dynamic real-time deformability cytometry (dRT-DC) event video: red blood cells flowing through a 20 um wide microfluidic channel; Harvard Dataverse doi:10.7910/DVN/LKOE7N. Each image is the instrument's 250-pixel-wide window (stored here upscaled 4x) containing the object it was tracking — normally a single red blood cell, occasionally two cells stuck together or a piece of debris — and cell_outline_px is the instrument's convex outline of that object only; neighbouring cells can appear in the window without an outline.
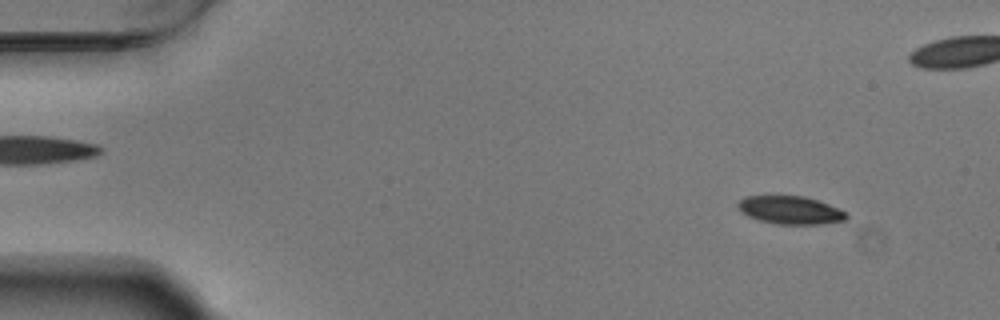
{"species": "Egyptian fruit bat (a non-hibernating species)", "species_latin": "Rousettus aegyptiacus", "temperature_condition": "warm", "stored_images_in_passage": 55, "camera_frame_rate_fps": 3000, "um_per_image_px": 0.085, "animal": {"sex": "male"}, "frame": {"image": 1, "passage_image": 5, "time_ms": 1.333, "image_size_px": [1000, 320], "cell_outline_px": [[848, 216], [844, 220], [820, 224], [776, 224], [760, 220], [748, 216], [740, 212], [736, 204], [744, 196], [804, 196], [828, 204], [844, 212]], "centroid_in_image_um": [67.11, 17.86], "position_along_channel_um": 17.9, "area_um2": 17.51}}
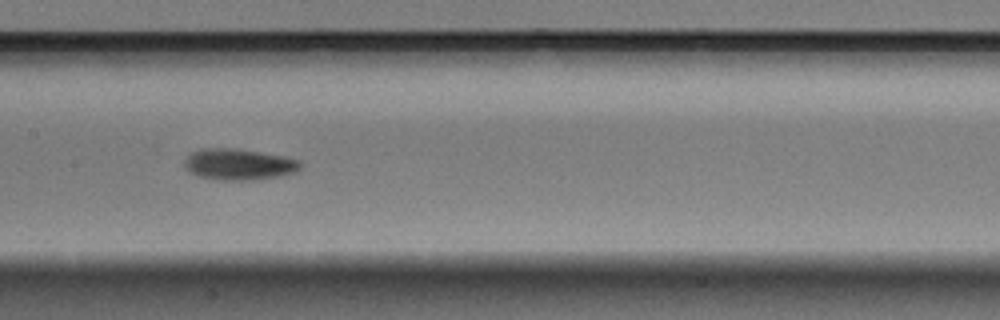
{"frame": {"image": 2, "passage_image": 27, "time_ms": 8.667, "image_size_px": [1000, 320], "cell_outline_px": [[304, 164], [296, 172], [276, 176], [252, 180], [220, 180], [200, 176], [188, 172], [184, 168], [184, 160], [192, 152], [200, 148], [236, 148], [284, 156], [300, 160]], "centroid_in_image_um": [20.29, 13.96], "position_along_channel_um": 187.1, "area_um2": 21.21}}
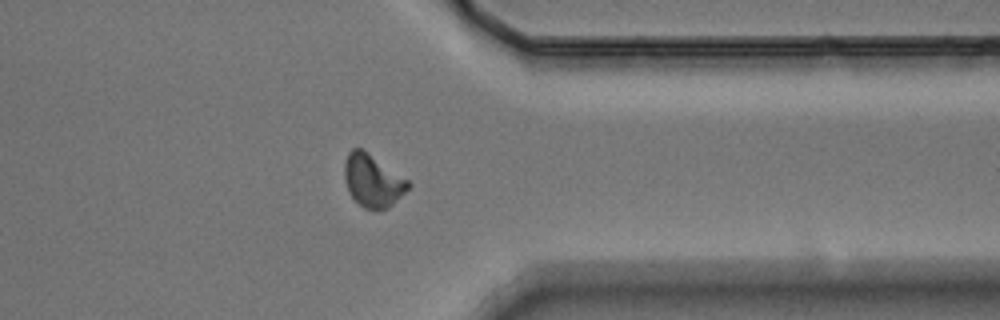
{"frame": {"image": 3, "passage_image": 43, "time_ms": 14.0, "image_size_px": [1000, 320], "cell_outline_px": [[412, 184], [388, 208], [376, 212], [372, 212], [364, 208], [348, 192], [344, 180], [344, 160], [348, 152], [352, 148], [360, 148], [408, 180]], "centroid_in_image_um": [31.64, 15.39], "position_along_channel_um": 379.8, "area_um2": 19.42}, "authors_computed_cell_mechanics": {"area_um2": 19.1896, "velocity_mm_per_s": 3.7152, "shape_relaxation_time_tau1_ms": 3.5923, "shape_relaxation_time_tau2_ms": 5.5405, "deformation_change_tau1": 0.1278, "deformation_change_tau2": 0.1041}}